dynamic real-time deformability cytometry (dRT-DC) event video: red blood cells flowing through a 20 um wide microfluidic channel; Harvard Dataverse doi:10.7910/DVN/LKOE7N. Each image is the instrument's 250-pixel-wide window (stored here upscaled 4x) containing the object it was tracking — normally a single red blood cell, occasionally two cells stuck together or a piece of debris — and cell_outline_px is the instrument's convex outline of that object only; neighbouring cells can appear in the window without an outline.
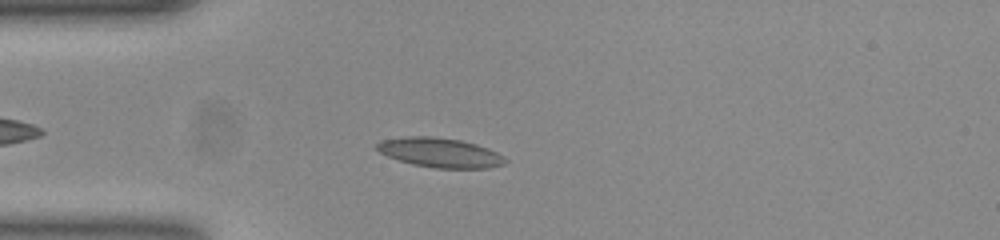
{"species": "common noctule bat (a hibernating species)", "species_latin": "Nyctalus noctula", "temperature_condition": "room temperature", "stored_images_in_passage": 47, "camera_frame_rate_fps": 3000, "um_per_image_px": 0.085, "animal": {"sex": "female", "body_mass_g": 23.0, "forearm_length_mm": 53.4}, "frame": {"image": 1, "passage_image": 8, "time_ms": 2.333, "image_size_px": [1000, 240], "cell_outline_px": [[508, 160], [504, 164], [488, 168], [436, 168], [412, 164], [388, 156], [380, 152], [376, 148], [376, 144], [380, 140], [412, 136], [432, 136], [460, 140], [476, 144], [488, 148], [504, 156]], "centroid_in_image_um": [37.42, 12.97], "position_along_channel_um": 47.6, "area_um2": 21.96}}
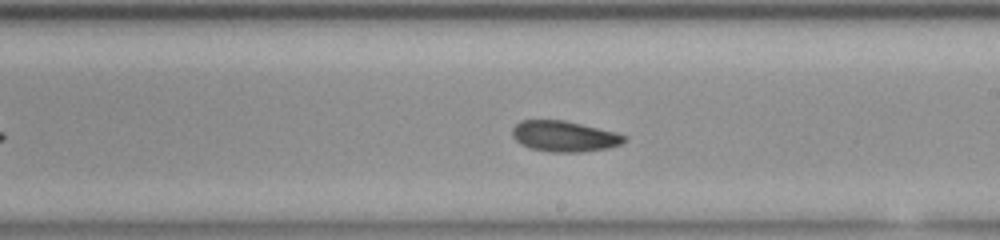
{"frame": {"image": 2, "passage_image": 24, "time_ms": 7.667, "image_size_px": [1000, 240], "cell_outline_px": [[624, 140], [620, 144], [608, 148], [580, 152], [552, 152], [528, 148], [520, 144], [512, 136], [512, 128], [520, 120], [564, 120], [612, 132], [624, 136]], "centroid_in_image_um": [47.87, 11.59], "position_along_channel_um": 241.1, "area_um2": 19.77}}
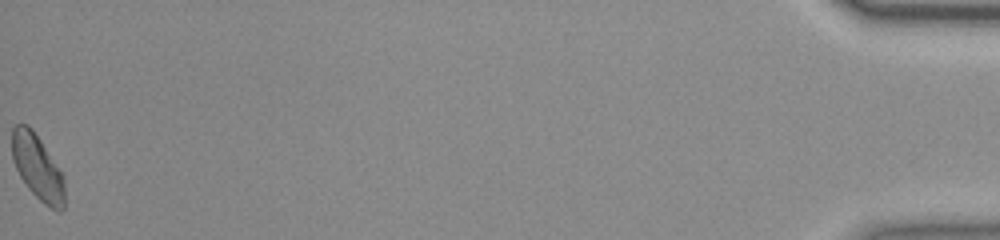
{"frame": {"image": 3, "passage_image": 47, "time_ms": 15.333, "image_size_px": [1000, 240], "cell_outline_px": [[64, 208], [60, 212], [44, 204], [28, 188], [20, 176], [16, 168], [12, 156], [12, 128], [16, 124], [28, 124], [32, 128], [64, 176]], "centroid_in_image_um": [3.19, 14.22], "position_along_channel_um": 432.0, "area_um2": 19.77}, "authors_computed_cell_mechanics": {"area_um2": 20.1722, "velocity_mm_per_s": 3.8636, "shape_relaxation_time_tau1_ms": 5.8801, "shape_relaxation_time_tau2_ms": 4.7774, "deformation_change_tau1": 0.1008, "deformation_change_tau2": 0.0989}}